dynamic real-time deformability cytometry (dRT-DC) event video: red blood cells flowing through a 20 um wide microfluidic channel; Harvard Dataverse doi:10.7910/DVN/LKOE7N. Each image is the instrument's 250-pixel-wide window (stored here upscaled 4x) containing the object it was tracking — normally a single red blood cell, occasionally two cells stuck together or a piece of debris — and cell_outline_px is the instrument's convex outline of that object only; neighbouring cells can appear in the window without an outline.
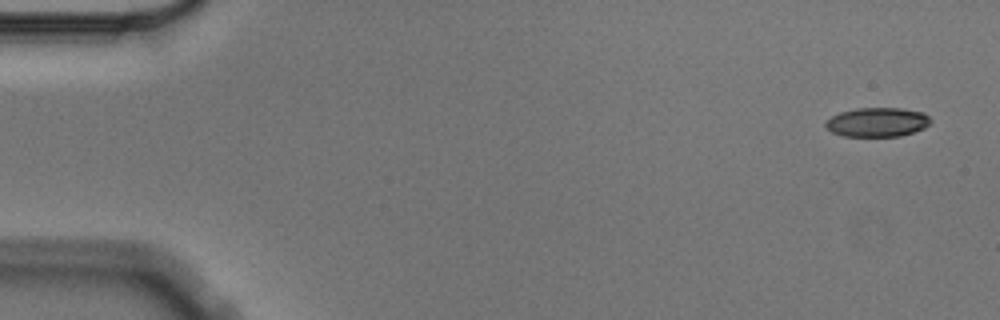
{"species": "Egyptian fruit bat (a non-hibernating species)", "species_latin": "Rousettus aegyptiacus", "temperature_condition": "cold", "stored_images_in_passage": 4, "camera_frame_rate_fps": 3000, "um_per_image_px": 0.085, "animal": {"sex": "male"}, "frame": {"image": 1, "passage_image": 1, "time_ms": 0.0, "image_size_px": [1000, 320], "cell_outline_px": [[932, 120], [924, 128], [900, 136], [844, 136], [832, 132], [824, 124], [832, 116], [840, 112], [856, 108], [900, 108], [924, 112]], "centroid_in_image_um": [74.58, 10.37], "position_along_channel_um": 10.4, "area_um2": 17.74}}
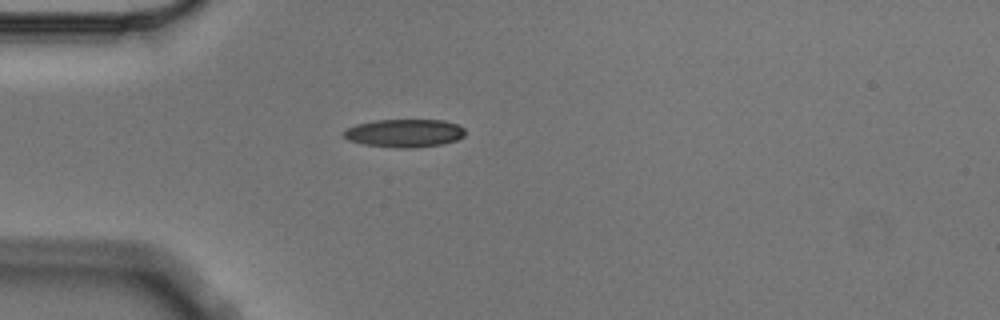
{"frame": {"image": 2, "passage_image": 4, "time_ms": 1.0, "image_size_px": [1000, 320], "cell_outline_px": [[464, 136], [456, 140], [444, 144], [412, 148], [396, 148], [364, 144], [348, 140], [340, 132], [356, 124], [376, 120], [444, 120], [456, 124], [464, 128]], "centroid_in_image_um": [34.37, 11.32], "position_along_channel_um": 50.6, "area_um2": 19.94}}